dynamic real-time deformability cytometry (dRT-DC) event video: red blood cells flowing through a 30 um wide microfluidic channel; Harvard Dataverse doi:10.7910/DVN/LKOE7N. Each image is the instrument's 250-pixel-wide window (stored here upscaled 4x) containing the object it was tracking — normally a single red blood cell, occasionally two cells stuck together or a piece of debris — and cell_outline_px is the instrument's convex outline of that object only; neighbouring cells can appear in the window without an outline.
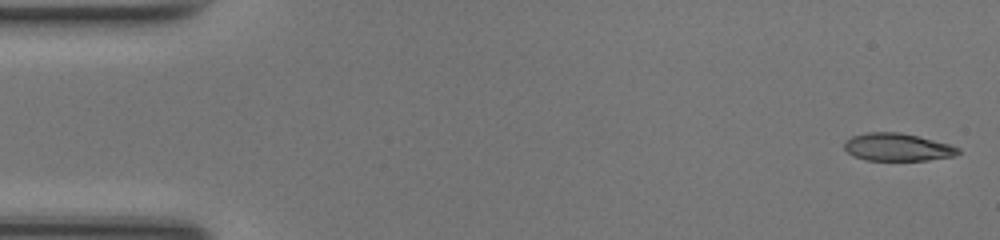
{"species": "common noctule bat (a hibernating species)", "species_latin": "Nyctalus noctula", "temperature_condition": "room temperature", "stored_images_in_passage": 48, "camera_frame_rate_fps": 3000, "um_per_image_px": 0.085, "animal": {"sex": "female", "body_mass_g": 17.0, "forearm_length_mm": 48.0}, "frame": {"image": 1, "passage_image": 1, "time_ms": 0.0, "image_size_px": [1000, 240], "cell_outline_px": [[960, 152], [956, 156], [928, 160], [864, 160], [852, 156], [844, 148], [844, 140], [852, 136], [868, 132], [900, 132], [948, 144], [960, 148]], "centroid_in_image_um": [76.25, 12.51], "position_along_channel_um": 8.8, "area_um2": 18.38}}
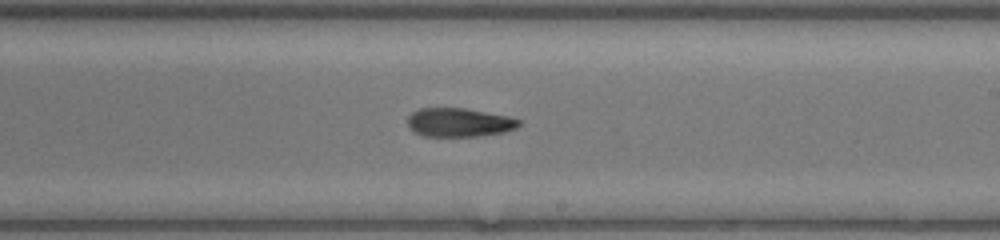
{"frame": {"image": 2, "passage_image": 28, "time_ms": 9.0, "image_size_px": [1000, 240], "cell_outline_px": [[520, 124], [516, 128], [504, 132], [476, 136], [424, 136], [416, 132], [408, 124], [408, 116], [412, 112], [420, 108], [464, 108], [504, 116], [520, 120]], "centroid_in_image_um": [39.0, 10.4], "position_along_channel_um": 250.0, "area_um2": 18.26}}
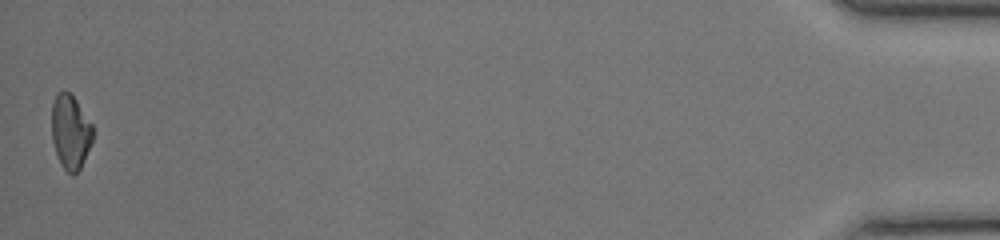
{"frame": {"image": 3, "passage_image": 48, "time_ms": 15.667, "image_size_px": [1000, 240], "cell_outline_px": [[92, 140], [84, 160], [80, 168], [72, 176], [60, 164], [52, 140], [52, 104], [56, 92], [68, 92], [76, 100], [92, 124]], "centroid_in_image_um": [5.97, 11.21], "position_along_channel_um": 429.2, "area_um2": 17.57}, "authors_computed_cell_mechanics": {"area_um2": 18.9006, "velocity_mm_per_s": 4.2417, "shape_relaxation_time_tau1_ms": null, "shape_relaxation_time_tau2_ms": 10.3761, "deformation_change_tau1": null, "deformation_change_tau2": 0.2271}}